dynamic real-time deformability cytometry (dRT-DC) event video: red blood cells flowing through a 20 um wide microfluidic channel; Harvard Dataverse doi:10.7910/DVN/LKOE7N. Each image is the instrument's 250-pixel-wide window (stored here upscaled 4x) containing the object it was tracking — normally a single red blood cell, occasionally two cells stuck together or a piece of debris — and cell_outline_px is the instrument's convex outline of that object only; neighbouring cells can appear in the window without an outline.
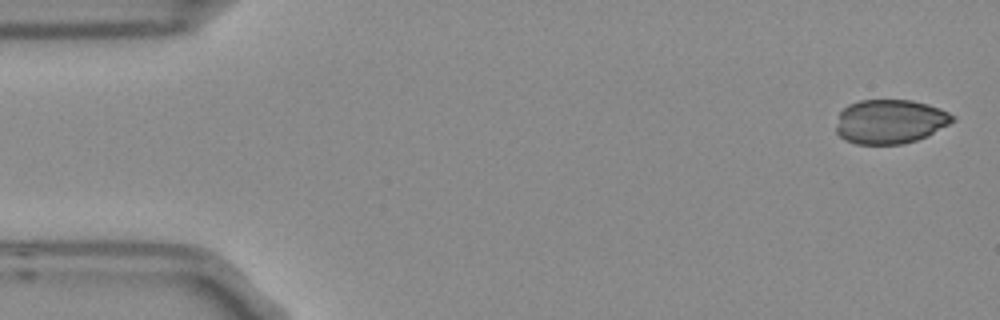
{"species": "Egyptian fruit bat (a non-hibernating species)", "species_latin": "Rousettus aegyptiacus", "temperature_condition": "room temperature", "stored_images_in_passage": 5, "camera_frame_rate_fps": 3000, "um_per_image_px": 0.085, "frame": {"image": 1, "passage_image": 1, "time_ms": 0.0, "image_size_px": [1000, 320], "cell_outline_px": [[956, 120], [928, 136], [904, 144], [856, 144], [844, 140], [836, 132], [836, 124], [840, 112], [848, 104], [860, 100], [912, 100], [928, 104], [940, 108], [956, 116]], "centroid_in_image_um": [75.67, 10.33], "position_along_channel_um": 9.3, "area_um2": 30.29}}